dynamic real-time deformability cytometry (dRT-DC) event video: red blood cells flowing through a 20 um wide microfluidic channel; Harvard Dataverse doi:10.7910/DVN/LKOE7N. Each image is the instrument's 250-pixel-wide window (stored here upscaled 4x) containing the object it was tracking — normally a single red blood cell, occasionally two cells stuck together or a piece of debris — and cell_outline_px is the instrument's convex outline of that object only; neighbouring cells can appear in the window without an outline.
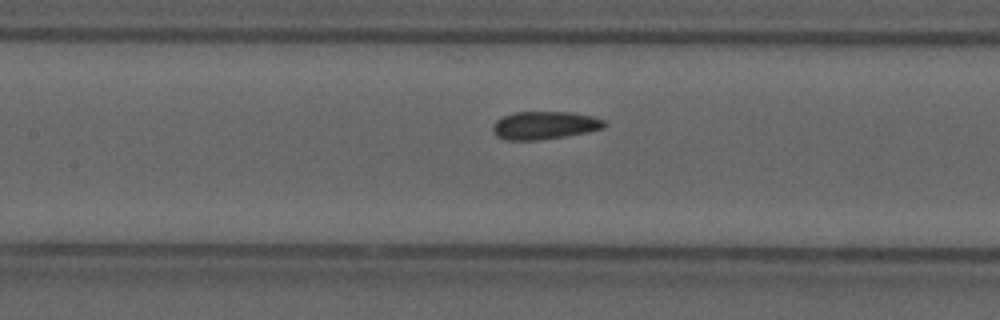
{"species": "common noctule bat (a hibernating species)", "species_latin": "Nyctalus noctula", "temperature_condition": "cold", "stored_images_in_passage": 10, "camera_frame_rate_fps": 3000, "um_per_image_px": 0.085, "animal": {"sex": "male", "forearm_length_mm": 52.5}, "frame": {"image": 1, "passage_image": 9, "time_ms": 2.667, "image_size_px": [1000, 320], "cell_outline_px": [[608, 124], [604, 128], [588, 132], [540, 140], [504, 140], [496, 136], [492, 132], [492, 124], [496, 120], [504, 116], [516, 112], [572, 112], [592, 116], [604, 120]], "centroid_in_image_um": [46.28, 10.66], "position_along_channel_um": 161.1, "area_um2": 18.32}}